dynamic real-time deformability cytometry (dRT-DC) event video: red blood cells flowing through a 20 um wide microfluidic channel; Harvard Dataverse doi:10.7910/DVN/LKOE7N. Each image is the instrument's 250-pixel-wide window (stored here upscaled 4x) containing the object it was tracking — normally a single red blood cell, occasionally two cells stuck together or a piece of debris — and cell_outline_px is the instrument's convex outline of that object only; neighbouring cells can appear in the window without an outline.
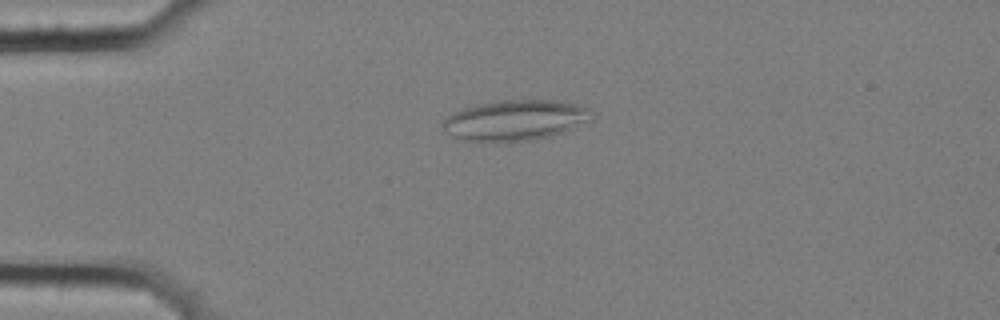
{"species": "common noctule bat (a hibernating species)", "species_latin": "Nyctalus noctula", "temperature_condition": "cold", "stored_images_in_passage": 4, "camera_frame_rate_fps": 3000, "um_per_image_px": 0.085, "animal": {"sex": "female", "body_mass_g": 25.1}, "frame": {"image": 1, "passage_image": 3, "time_ms": 0.667, "image_size_px": [1000, 320], "cell_outline_px": [[596, 112], [592, 120], [564, 132], [552, 136], [532, 140], [460, 140], [452, 136], [444, 128], [444, 120], [448, 116], [464, 108], [476, 104], [496, 100], [560, 100], [576, 104], [588, 108]], "centroid_in_image_um": [43.89, 10.19], "position_along_channel_um": 41.1, "area_um2": 34.97}}